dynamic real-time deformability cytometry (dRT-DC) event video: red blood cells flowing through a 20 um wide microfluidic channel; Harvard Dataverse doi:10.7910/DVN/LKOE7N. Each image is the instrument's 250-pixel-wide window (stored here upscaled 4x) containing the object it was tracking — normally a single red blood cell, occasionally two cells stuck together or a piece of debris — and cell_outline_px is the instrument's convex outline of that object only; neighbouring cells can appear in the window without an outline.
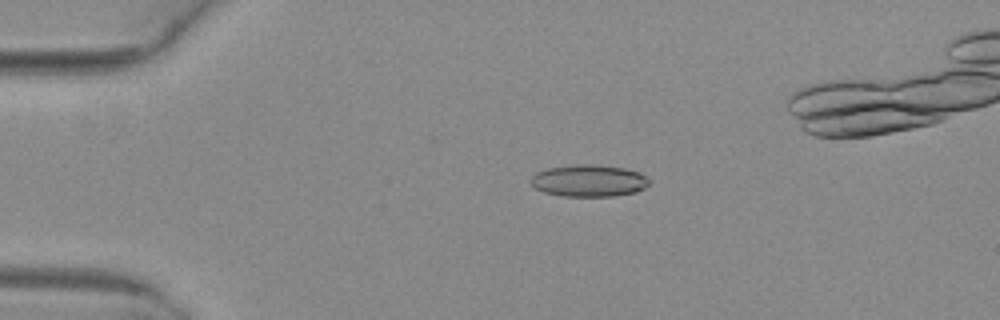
{"species": "common noctule bat (a hibernating species)", "species_latin": "Nyctalus noctula", "temperature_condition": "warm", "stored_images_in_passage": 48, "camera_frame_rate_fps": 3000, "um_per_image_px": 0.085, "animal": {"sex": "female", "body_mass_g": 29.2, "forearm_length_mm": 56.3}, "frame": {"image": 1, "passage_image": 11, "time_ms": 3.333, "image_size_px": [1000, 320], "cell_outline_px": [[652, 180], [644, 188], [636, 192], [612, 196], [564, 196], [544, 192], [536, 188], [532, 184], [532, 176], [536, 172], [548, 168], [580, 164], [592, 164], [624, 168], [640, 172]], "centroid_in_image_um": [50.1, 15.36], "position_along_channel_um": 34.9, "area_um2": 21.96}}
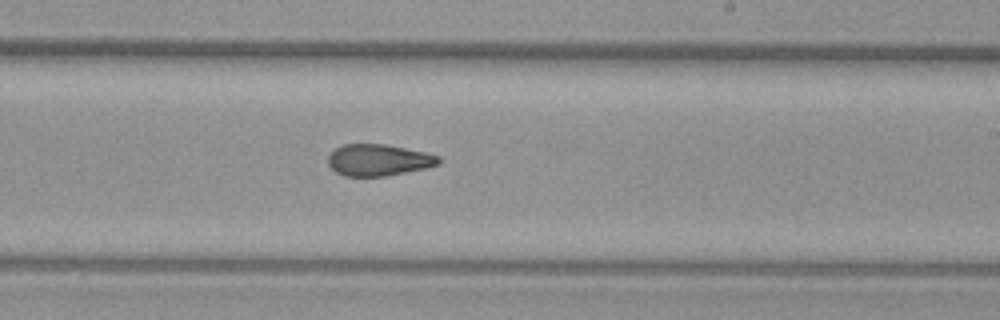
{"frame": {"image": 2, "passage_image": 31, "time_ms": 10.0, "image_size_px": [1000, 320], "cell_outline_px": [[440, 164], [424, 168], [384, 176], [344, 176], [336, 172], [328, 164], [328, 156], [340, 144], [384, 144], [424, 152], [440, 156]], "centroid_in_image_um": [32.15, 13.6], "position_along_channel_um": 256.9, "area_um2": 20.17}}
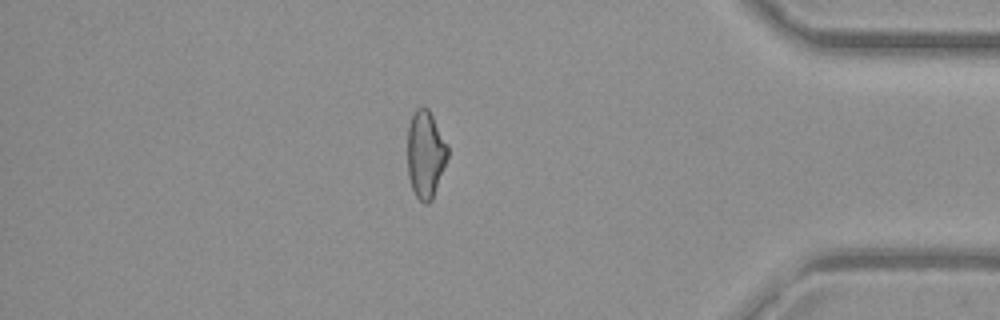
{"frame": {"image": 3, "passage_image": 44, "time_ms": 14.333, "image_size_px": [1000, 320], "cell_outline_px": [[448, 156], [432, 200], [428, 204], [424, 204], [416, 196], [412, 188], [408, 176], [408, 128], [412, 112], [416, 108], [428, 108], [448, 144]], "centroid_in_image_um": [36.16, 13.11], "position_along_channel_um": 399.0, "area_um2": 20.46}, "authors_computed_cell_mechanics": {"area_um2": 21.2704, "velocity_mm_per_s": 4.0611, "shape_relaxation_time_tau1_ms": null, "shape_relaxation_time_tau2_ms": 1.9719, "deformation_change_tau1": null, "deformation_change_tau2": 0.0865}}